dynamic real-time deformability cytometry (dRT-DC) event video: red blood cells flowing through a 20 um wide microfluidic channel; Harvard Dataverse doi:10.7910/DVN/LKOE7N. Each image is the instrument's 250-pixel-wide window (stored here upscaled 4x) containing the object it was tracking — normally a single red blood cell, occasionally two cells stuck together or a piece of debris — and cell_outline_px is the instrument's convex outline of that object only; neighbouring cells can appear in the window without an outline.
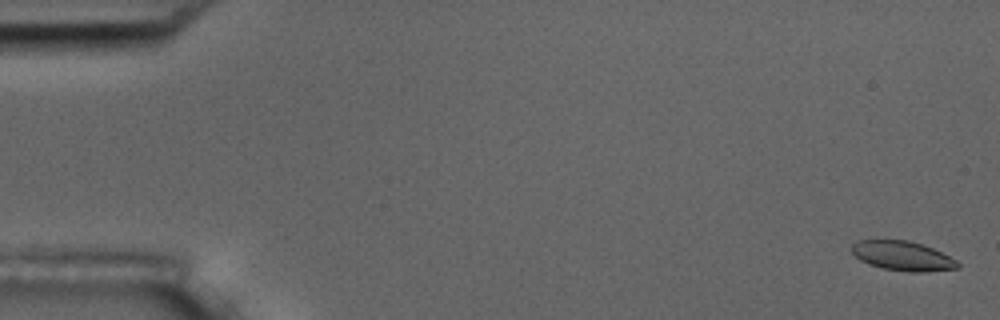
{"species": "common noctule bat (a hibernating species)", "species_latin": "Nyctalus noctula", "temperature_condition": "room temperature", "stored_images_in_passage": 57, "camera_frame_rate_fps": 3000, "um_per_image_px": 0.085, "animal": {"sex": "male", "body_mass_g": 17.5, "forearm_length_mm": 52.3}, "frame": {"image": 1, "passage_image": 2, "time_ms": 0.333, "image_size_px": [1000, 320], "cell_outline_px": [[960, 268], [920, 272], [908, 272], [884, 268], [868, 264], [860, 260], [852, 252], [852, 244], [856, 240], [908, 240], [932, 248], [956, 260], [960, 264]], "centroid_in_image_um": [76.7, 21.75], "position_along_channel_um": 8.3, "area_um2": 18.03}}
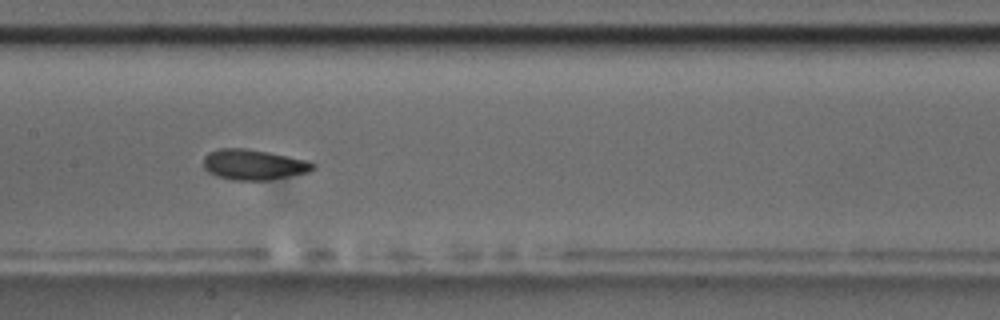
{"frame": {"image": 2, "passage_image": 29, "time_ms": 9.333, "image_size_px": [1000, 320], "cell_outline_px": [[316, 168], [308, 172], [268, 180], [232, 180], [216, 176], [208, 172], [204, 168], [204, 156], [208, 152], [220, 148], [244, 148], [268, 152], [308, 160], [316, 164]], "centroid_in_image_um": [21.55, 13.99], "position_along_channel_um": 185.8, "area_um2": 19.48}}
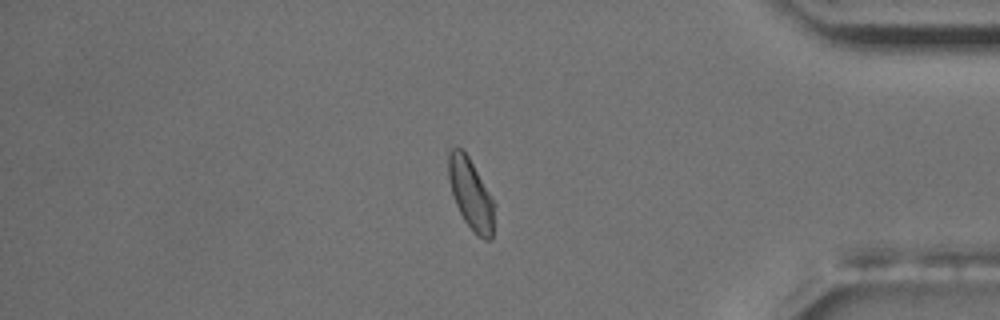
{"frame": {"image": 3, "passage_image": 49, "time_ms": 16.0, "image_size_px": [1000, 320], "cell_outline_px": [[496, 204], [492, 240], [484, 240], [476, 236], [472, 232], [464, 220], [456, 204], [452, 192], [448, 176], [448, 152], [452, 148], [460, 148], [468, 156], [492, 196]], "centroid_in_image_um": [40.06, 16.56], "position_along_channel_um": 395.1, "area_um2": 19.19}, "authors_computed_cell_mechanics": {"area_um2": 19.2474, "velocity_mm_per_s": 3.5702, "shape_relaxation_time_tau1_ms": 4.427, "shape_relaxation_time_tau2_ms": 1.6974, "deformation_change_tau1": 0.0945, "deformation_change_tau2": 0.0549}}